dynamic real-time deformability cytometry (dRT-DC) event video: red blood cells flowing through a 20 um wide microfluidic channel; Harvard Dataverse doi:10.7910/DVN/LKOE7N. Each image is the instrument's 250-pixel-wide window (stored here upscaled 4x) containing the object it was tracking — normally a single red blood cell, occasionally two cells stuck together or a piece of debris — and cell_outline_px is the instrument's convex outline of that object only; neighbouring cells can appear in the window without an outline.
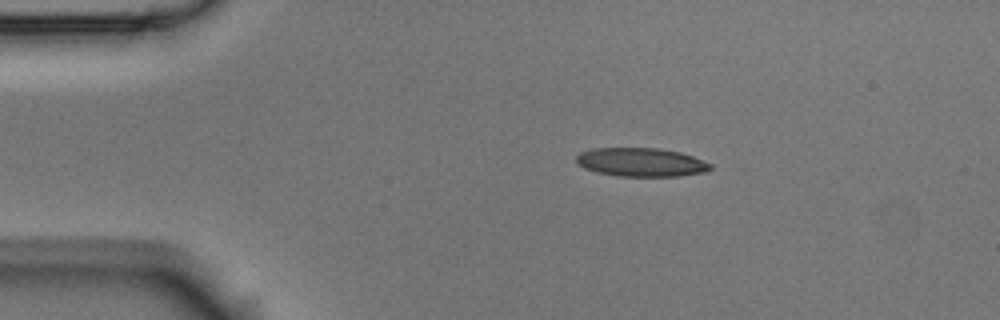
{"species": "Egyptian fruit bat (a non-hibernating species)", "species_latin": "Rousettus aegyptiacus", "temperature_condition": "room temperature", "stored_images_in_passage": 47, "camera_frame_rate_fps": 3000, "um_per_image_px": 0.085, "animal": {"sex": "male"}, "frame": {"image": 1, "passage_image": 1, "time_ms": 0.0, "image_size_px": [1000, 320], "cell_outline_px": [[712, 168], [704, 172], [680, 176], [616, 176], [596, 172], [584, 168], [576, 160], [576, 156], [580, 152], [592, 148], [660, 148], [680, 152], [692, 156], [712, 164]], "centroid_in_image_um": [54.49, 13.79], "position_along_channel_um": 30.5, "area_um2": 22.43}}
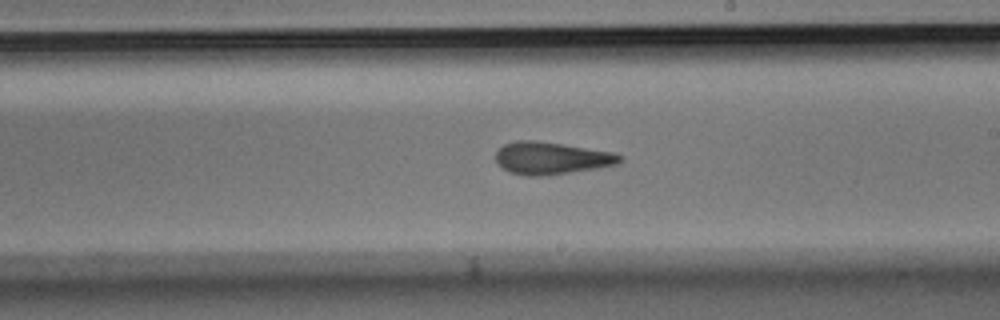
{"frame": {"image": 2, "passage_image": 23, "time_ms": 7.333, "image_size_px": [1000, 320], "cell_outline_px": [[624, 160], [620, 164], [596, 168], [540, 176], [528, 176], [508, 172], [496, 160], [496, 152], [504, 144], [516, 140], [536, 140], [612, 152], [624, 156]], "centroid_in_image_um": [46.89, 13.44], "position_along_channel_um": 242.1, "area_um2": 23.24}}
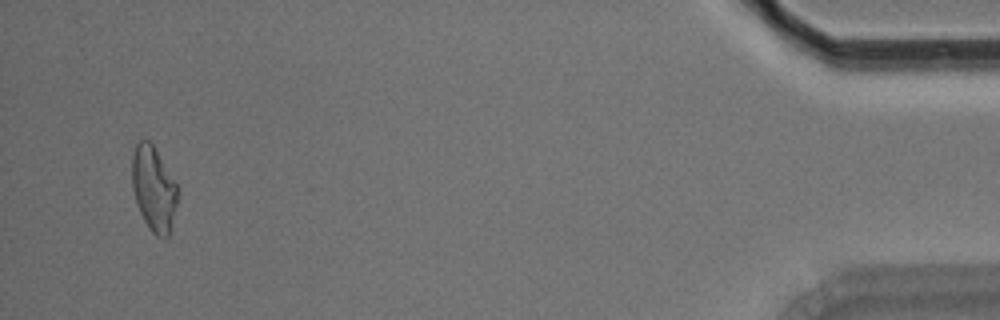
{"frame": {"image": 3, "passage_image": 45, "time_ms": 14.667, "image_size_px": [1000, 320], "cell_outline_px": [[176, 204], [168, 236], [164, 240], [156, 236], [148, 228], [136, 204], [132, 188], [132, 156], [136, 144], [140, 140], [148, 140], [152, 144], [176, 184]], "centroid_in_image_um": [13.02, 16.07], "position_along_channel_um": 422.2, "area_um2": 22.08}, "authors_computed_cell_mechanics": {"area_um2": 22.8888, "velocity_mm_per_s": 3.5455, "shape_relaxation_time_tau1_ms": null, "shape_relaxation_time_tau2_ms": 3.3583, "deformation_change_tau1": null, "deformation_change_tau2": 0.1363}}